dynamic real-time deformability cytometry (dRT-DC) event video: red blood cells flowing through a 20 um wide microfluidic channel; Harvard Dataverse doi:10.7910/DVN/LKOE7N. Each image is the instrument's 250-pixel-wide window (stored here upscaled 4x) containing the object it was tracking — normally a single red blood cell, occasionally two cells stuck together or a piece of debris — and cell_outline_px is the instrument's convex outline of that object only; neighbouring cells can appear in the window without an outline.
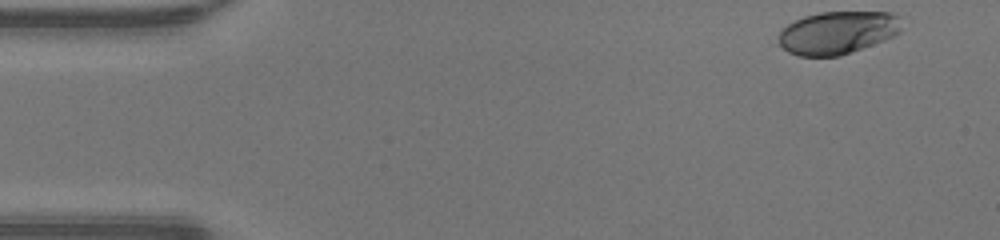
{"species": "human", "species_latin": "Homo sapiens", "temperature_condition": "warm", "stored_images_in_passage": 46, "camera_frame_rate_fps": 3000, "um_per_image_px": 0.085, "donor": {"sex": "male"}, "frame": {"image": 1, "passage_image": 1, "time_ms": 0.0, "image_size_px": [1000, 240], "cell_outline_px": [[900, 32], [884, 40], [840, 56], [800, 56], [788, 52], [780, 44], [780, 32], [788, 24], [804, 16], [820, 12], [892, 12], [900, 16]], "centroid_in_image_um": [71.21, 2.76], "position_along_channel_um": 13.8, "area_um2": 30.46}}
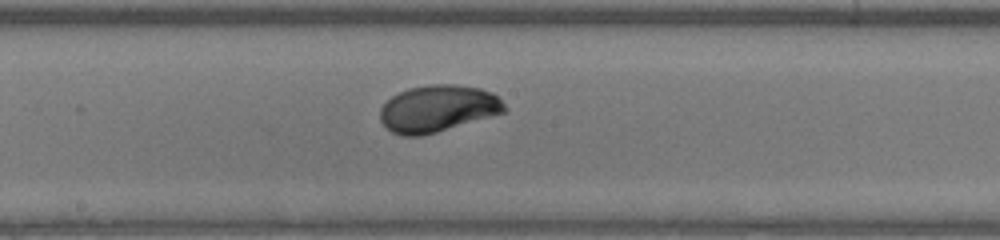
{"frame": {"image": 2, "passage_image": 23, "time_ms": 7.333, "image_size_px": [1000, 240], "cell_outline_px": [[508, 108], [504, 112], [436, 132], [420, 136], [400, 136], [392, 132], [380, 120], [380, 108], [392, 96], [408, 88], [432, 84], [456, 84], [480, 88], [492, 92]], "centroid_in_image_um": [37.2, 9.22], "position_along_channel_um": 211.0, "area_um2": 33.7}}
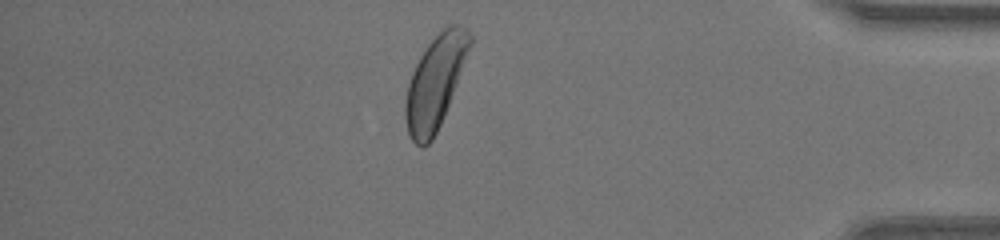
{"frame": {"image": 3, "passage_image": 39, "time_ms": 12.667, "image_size_px": [1000, 240], "cell_outline_px": [[472, 44], [440, 124], [432, 140], [424, 148], [420, 148], [408, 136], [404, 116], [404, 104], [408, 84], [412, 72], [420, 56], [428, 44], [448, 24], [456, 24], [468, 28], [472, 36]], "centroid_in_image_um": [36.97, 7.0], "position_along_channel_um": 398.2, "area_um2": 34.56}, "authors_computed_cell_mechanics": {"area_um2": 32.9749, "velocity_mm_per_s": 4.292, "shape_relaxation_time_tau1_ms": 2.8211, "shape_relaxation_time_tau2_ms": null, "deformation_change_tau1": 0.1649, "deformation_change_tau2": null}}